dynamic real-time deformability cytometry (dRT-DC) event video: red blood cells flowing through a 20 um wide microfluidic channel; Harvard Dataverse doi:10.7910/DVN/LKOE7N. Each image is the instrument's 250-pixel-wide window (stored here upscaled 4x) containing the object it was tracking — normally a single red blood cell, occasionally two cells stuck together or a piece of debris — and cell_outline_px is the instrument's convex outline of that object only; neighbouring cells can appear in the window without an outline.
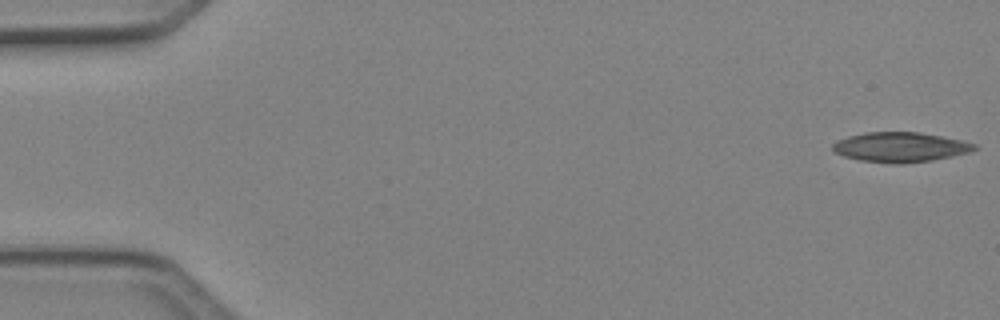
{"species": "Egyptian fruit bat (a non-hibernating species)", "species_latin": "Rousettus aegyptiacus", "temperature_condition": "cold", "stored_images_in_passage": 4, "camera_frame_rate_fps": 3000, "um_per_image_px": 0.085, "animal": {"sex": "female"}, "frame": {"image": 1, "passage_image": 1, "time_ms": 0.0, "image_size_px": [1000, 320], "cell_outline_px": [[980, 148], [968, 152], [952, 156], [932, 160], [904, 164], [892, 164], [860, 160], [844, 156], [836, 152], [832, 148], [832, 144], [836, 140], [848, 136], [864, 132], [920, 132], [960, 140], [976, 144]], "centroid_in_image_um": [76.51, 12.51], "position_along_channel_um": 8.5, "area_um2": 24.68}}
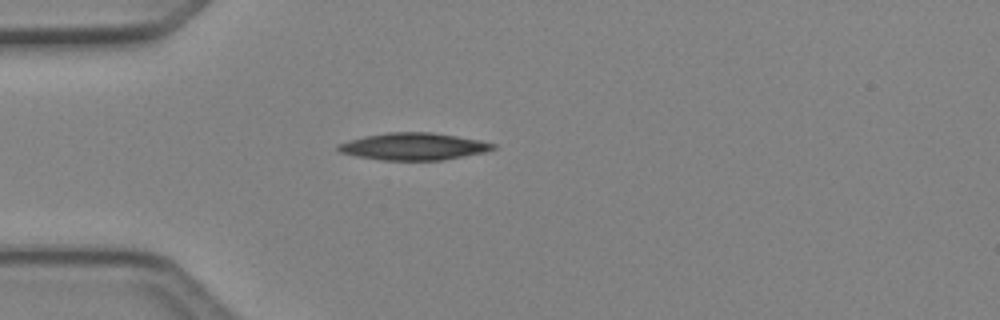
{"frame": {"image": 2, "passage_image": 4, "time_ms": 1.0, "image_size_px": [1000, 320], "cell_outline_px": [[496, 148], [484, 152], [444, 160], [380, 160], [356, 156], [340, 152], [336, 148], [336, 144], [348, 140], [364, 136], [388, 132], [432, 132], [480, 140], [496, 144]], "centroid_in_image_um": [35.13, 12.45], "position_along_channel_um": 49.9, "area_um2": 24.57}}